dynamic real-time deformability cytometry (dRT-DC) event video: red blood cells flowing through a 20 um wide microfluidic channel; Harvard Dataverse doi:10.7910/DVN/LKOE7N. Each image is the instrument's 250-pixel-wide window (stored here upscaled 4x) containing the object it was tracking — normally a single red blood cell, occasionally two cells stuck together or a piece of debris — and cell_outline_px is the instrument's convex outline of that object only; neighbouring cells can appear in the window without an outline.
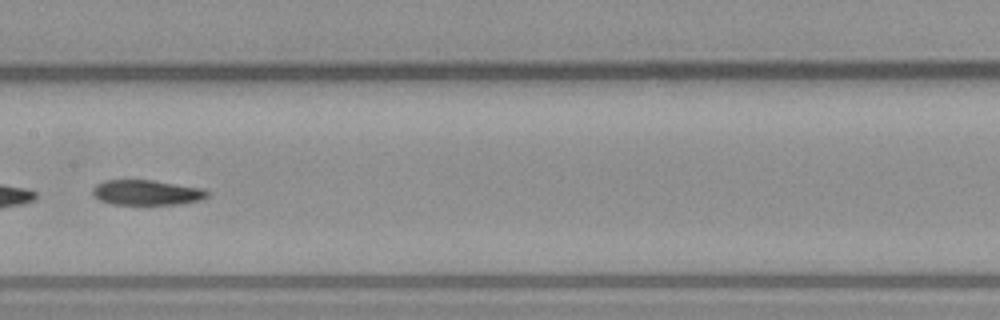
{"species": "common noctule bat (a hibernating species)", "species_latin": "Nyctalus noctula", "temperature_condition": "warm", "stored_images_in_passage": 6, "camera_frame_rate_fps": 3000, "um_per_image_px": 0.085, "animal": {"sex": "male", "body_mass_g": 23.1, "forearm_length_mm": 52.7}, "frame": {"image": 1, "passage_image": 6, "time_ms": 7.333, "image_size_px": [1000, 320], "cell_outline_px": [[208, 196], [200, 200], [180, 204], [112, 204], [100, 200], [92, 196], [92, 188], [96, 184], [104, 180], [152, 180], [204, 188], [208, 192]], "centroid_in_image_um": [12.45, 16.36], "position_along_channel_um": 195.0, "area_um2": 16.88}}